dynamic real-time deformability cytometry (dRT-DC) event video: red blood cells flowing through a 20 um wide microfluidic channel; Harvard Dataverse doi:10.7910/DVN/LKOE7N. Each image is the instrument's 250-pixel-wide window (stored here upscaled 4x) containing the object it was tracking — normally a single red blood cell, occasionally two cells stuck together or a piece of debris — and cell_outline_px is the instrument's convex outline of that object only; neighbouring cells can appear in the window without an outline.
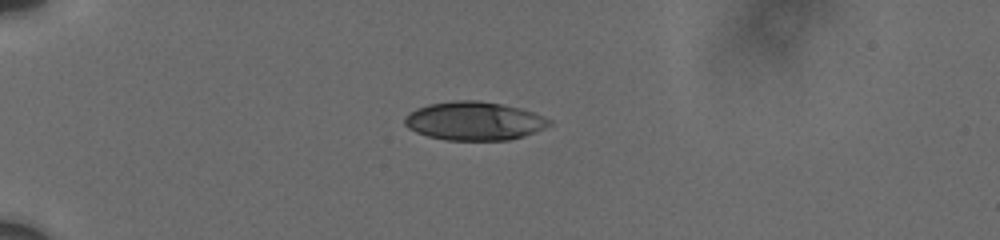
{"species": "human", "species_latin": "Homo sapiens", "temperature_condition": "cold", "stored_images_in_passage": 42, "camera_frame_rate_fps": 3000, "um_per_image_px": 0.085, "donor": {"sex": "male"}, "frame": {"image": 1, "passage_image": 1, "time_ms": 0.0, "image_size_px": [1000, 240], "cell_outline_px": [[552, 124], [536, 132], [524, 136], [508, 140], [444, 140], [428, 136], [416, 132], [408, 128], [404, 124], [404, 116], [416, 108], [428, 104], [456, 100], [476, 100], [500, 104], [520, 108], [536, 112], [552, 120]], "centroid_in_image_um": [40.32, 10.28], "position_along_channel_um": 44.7, "area_um2": 32.71}}
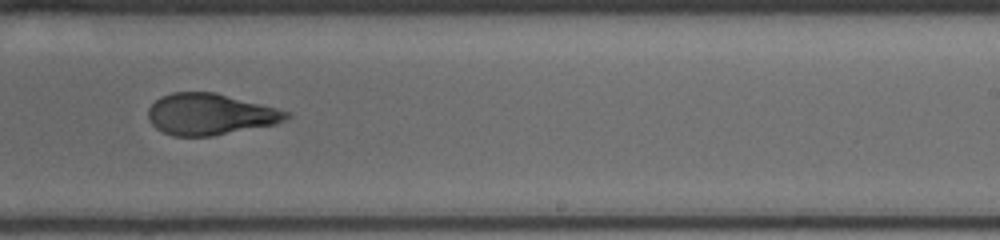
{"frame": {"image": 2, "passage_image": 23, "time_ms": 7.333, "image_size_px": [1000, 240], "cell_outline_px": [[292, 116], [276, 124], [212, 136], [172, 136], [156, 128], [148, 120], [148, 108], [160, 96], [172, 92], [216, 92], [292, 112]], "centroid_in_image_um": [17.86, 9.71], "position_along_channel_um": 271.1, "area_um2": 33.47}}
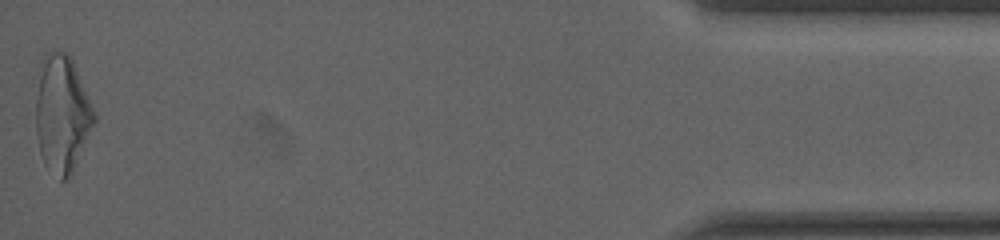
{"frame": {"image": 3, "passage_image": 42, "time_ms": 13.667, "image_size_px": [1000, 240], "cell_outline_px": [[96, 120], [72, 172], [64, 180], [60, 180], [44, 164], [40, 152], [36, 132], [36, 100], [40, 60], [48, 52], [64, 52], [72, 60], [96, 116]], "centroid_in_image_um": [5.25, 9.69], "position_along_channel_um": 430.0, "area_um2": 39.19}, "authors_computed_cell_mechanics": {"area_um2": 33.7552, "velocity_mm_per_s": 3.7113, "shape_relaxation_time_tau1_ms": 5.0706, "shape_relaxation_time_tau2_ms": 1.2191, "deformation_change_tau1": 0.1955, "deformation_change_tau2": 0.0918}}